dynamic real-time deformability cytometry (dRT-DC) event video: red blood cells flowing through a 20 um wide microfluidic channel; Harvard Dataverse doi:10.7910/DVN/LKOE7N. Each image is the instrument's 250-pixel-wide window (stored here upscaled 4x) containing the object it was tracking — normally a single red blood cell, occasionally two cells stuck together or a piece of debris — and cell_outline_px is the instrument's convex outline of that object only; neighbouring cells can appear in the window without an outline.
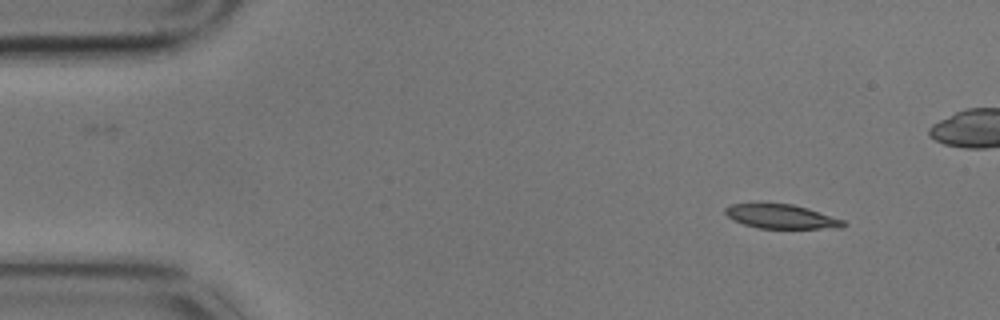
{"species": "common noctule bat (a hibernating species)", "species_latin": "Nyctalus noctula", "temperature_condition": "cold", "stored_images_in_passage": 6, "camera_frame_rate_fps": 3000, "um_per_image_px": 0.085, "animal": {"sex": "male", "body_mass_g": 17.9}, "frame": {"image": 1, "passage_image": 1, "time_ms": 0.0, "image_size_px": [1000, 320], "cell_outline_px": [[848, 224], [840, 228], [760, 228], [744, 224], [732, 220], [724, 212], [724, 208], [732, 204], [752, 200], [760, 200], [792, 204], [808, 208], [844, 220]], "centroid_in_image_um": [66.32, 18.34], "position_along_channel_um": 18.7, "area_um2": 17.46}}